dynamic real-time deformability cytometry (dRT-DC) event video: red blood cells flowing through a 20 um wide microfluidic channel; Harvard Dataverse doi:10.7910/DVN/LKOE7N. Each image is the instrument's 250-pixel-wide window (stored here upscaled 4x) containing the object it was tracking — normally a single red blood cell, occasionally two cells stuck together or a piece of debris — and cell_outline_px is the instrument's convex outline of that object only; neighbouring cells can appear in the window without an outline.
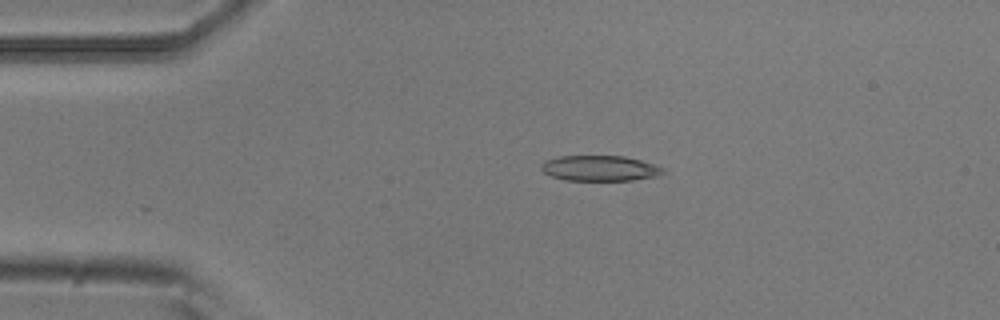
{"species": "common noctule bat (a hibernating species)", "species_latin": "Nyctalus noctula", "temperature_condition": "room temperature", "stored_images_in_passage": 3, "camera_frame_rate_fps": 3000, "um_per_image_px": 0.085, "animal": {"sex": "male", "body_mass_g": 20.5, "forearm_length_mm": 52.5}, "frame": {"image": 1, "passage_image": 2, "time_ms": 0.333, "image_size_px": [1000, 320], "cell_outline_px": [[664, 172], [656, 176], [632, 180], [564, 180], [552, 176], [544, 172], [540, 168], [540, 164], [548, 160], [560, 156], [624, 156], [640, 160], [664, 168]], "centroid_in_image_um": [50.97, 14.3], "position_along_channel_um": 34.0, "area_um2": 17.86}}